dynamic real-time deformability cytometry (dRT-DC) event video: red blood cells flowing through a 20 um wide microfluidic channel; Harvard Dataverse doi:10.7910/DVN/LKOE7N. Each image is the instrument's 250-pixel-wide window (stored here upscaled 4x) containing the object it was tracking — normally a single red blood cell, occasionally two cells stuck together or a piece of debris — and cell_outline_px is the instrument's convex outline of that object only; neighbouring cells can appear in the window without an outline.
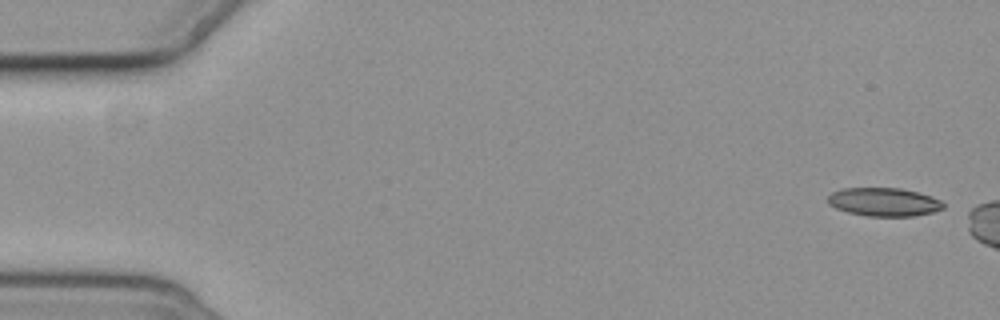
{"species": "common noctule bat (a hibernating species)", "species_latin": "Nyctalus noctula", "temperature_condition": "cold", "stored_images_in_passage": 5, "camera_frame_rate_fps": 3000, "um_per_image_px": 0.085, "animal": {"sex": "female", "body_mass_g": 19.3, "forearm_length_mm": 54.1}, "frame": {"image": 1, "passage_image": 1, "time_ms": 0.0, "image_size_px": [1000, 320], "cell_outline_px": [[944, 208], [932, 212], [912, 216], [868, 216], [848, 212], [836, 208], [828, 204], [828, 196], [832, 192], [840, 188], [900, 188], [932, 196], [940, 200], [944, 204]], "centroid_in_image_um": [75.11, 17.16], "position_along_channel_um": 9.9, "area_um2": 19.07}}